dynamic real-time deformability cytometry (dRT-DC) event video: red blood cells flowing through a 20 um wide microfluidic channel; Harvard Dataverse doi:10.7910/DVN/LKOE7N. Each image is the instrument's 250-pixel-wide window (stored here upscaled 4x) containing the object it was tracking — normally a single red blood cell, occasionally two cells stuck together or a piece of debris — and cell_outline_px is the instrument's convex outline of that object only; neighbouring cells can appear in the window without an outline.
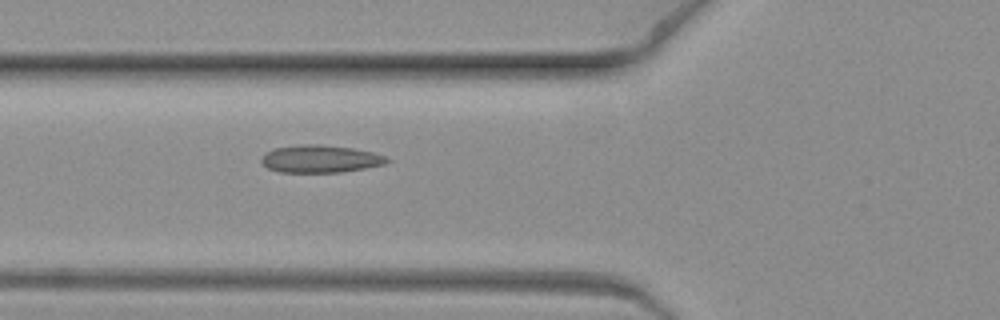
{"species": "common noctule bat (a hibernating species)", "species_latin": "Nyctalus noctula", "temperature_condition": "warm", "stored_images_in_passage": 4, "camera_frame_rate_fps": 3000, "um_per_image_px": 0.085, "animal": {"sex": "female", "body_mass_g": 19.3, "forearm_length_mm": 54.1}, "frame": {"image": 1, "passage_image": 4, "time_ms": 1.0, "image_size_px": [1000, 320], "cell_outline_px": [[392, 160], [384, 164], [364, 168], [340, 172], [280, 172], [268, 168], [260, 160], [264, 152], [276, 148], [300, 144], [316, 144], [352, 148], [372, 152], [384, 156]], "centroid_in_image_um": [27.2, 13.5], "position_along_channel_um": 98.6, "area_um2": 20.0}}